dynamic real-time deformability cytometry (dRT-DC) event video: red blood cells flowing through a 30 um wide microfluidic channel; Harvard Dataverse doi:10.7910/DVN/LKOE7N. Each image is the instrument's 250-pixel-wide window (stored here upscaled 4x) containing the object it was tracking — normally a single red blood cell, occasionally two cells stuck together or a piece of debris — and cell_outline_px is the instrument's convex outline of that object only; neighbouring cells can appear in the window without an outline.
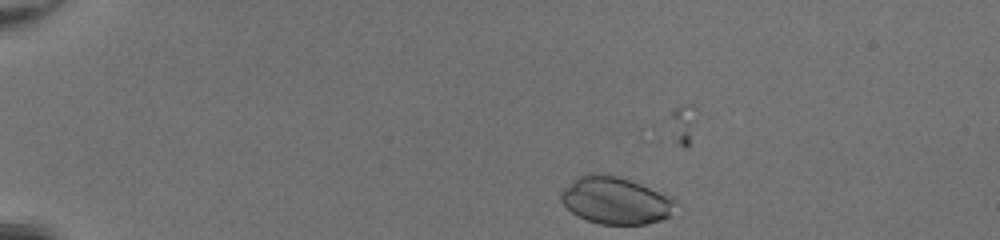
{"species": "common noctule bat (a hibernating species)", "species_latin": "Nyctalus noctula", "temperature_condition": "room temperature", "stored_images_in_passage": 24, "camera_frame_rate_fps": 3000, "um_per_image_px": 0.085, "animal": {"sex": "female", "body_mass_g": 20.0, "forearm_length_mm": 54.0}, "frame": {"image": 1, "passage_image": 7, "time_ms": 2.0, "image_size_px": [1000, 240], "cell_outline_px": [[676, 200], [668, 216], [660, 220], [644, 224], [600, 224], [576, 216], [560, 200], [560, 192], [564, 188], [580, 176], [588, 172], [604, 172], [640, 184], [672, 196]], "centroid_in_image_um": [52.28, 17.02], "position_along_channel_um": 32.7, "area_um2": 31.27}}
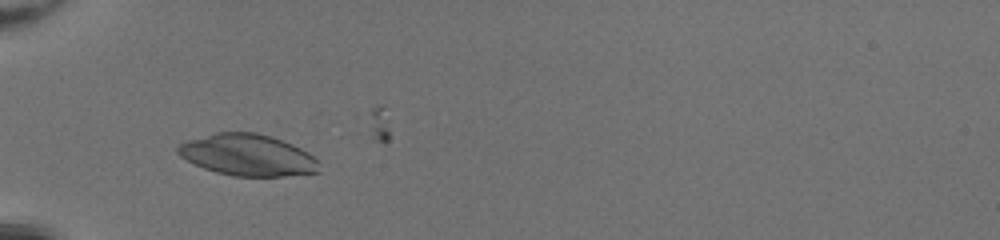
{"frame": {"image": 2, "passage_image": 15, "time_ms": 4.667, "image_size_px": [1000, 240], "cell_outline_px": [[320, 172], [284, 176], [232, 176], [216, 172], [204, 168], [180, 156], [176, 152], [176, 148], [180, 144], [188, 140], [216, 132], [256, 132], [272, 136], [292, 144], [308, 152], [320, 160]], "centroid_in_image_um": [21.09, 13.18], "position_along_channel_um": 63.9, "area_um2": 34.33}}
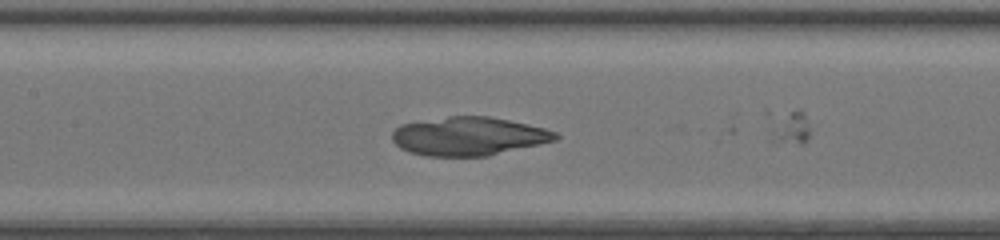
{"frame": {"image": 3, "passage_image": 23, "time_ms": 7.333, "image_size_px": [1000, 240], "cell_outline_px": [[560, 136], [556, 140], [488, 156], [428, 156], [408, 152], [400, 148], [392, 140], [392, 132], [400, 124], [448, 116], [488, 116], [508, 120], [544, 128], [556, 132]], "centroid_in_image_um": [39.81, 11.58], "position_along_channel_um": 167.6, "area_um2": 36.59}}